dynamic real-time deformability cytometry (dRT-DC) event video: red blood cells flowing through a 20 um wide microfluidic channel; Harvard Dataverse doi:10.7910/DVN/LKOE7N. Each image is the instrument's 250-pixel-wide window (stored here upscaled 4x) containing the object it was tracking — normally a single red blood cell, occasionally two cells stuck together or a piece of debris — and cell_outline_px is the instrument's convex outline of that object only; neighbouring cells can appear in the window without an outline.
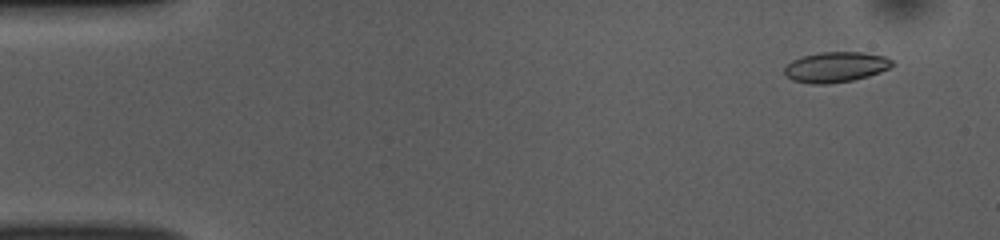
{"species": "common noctule bat (a hibernating species)", "species_latin": "Nyctalus noctula", "temperature_condition": "room temperature", "stored_images_in_passage": 52, "camera_frame_rate_fps": 3000, "um_per_image_px": 0.085, "animal": {"sex": "female", "body_mass_g": 10.0, "forearm_length_mm": 53.1}, "frame": {"image": 1, "passage_image": 4, "time_ms": 1.0, "image_size_px": [1000, 240], "cell_outline_px": [[896, 64], [880, 72], [868, 76], [852, 80], [828, 84], [812, 84], [792, 80], [784, 76], [784, 68], [792, 60], [800, 56], [820, 52], [864, 52], [884, 56], [892, 60]], "centroid_in_image_um": [71.01, 5.69], "position_along_channel_um": 14.0, "area_um2": 19.25}}
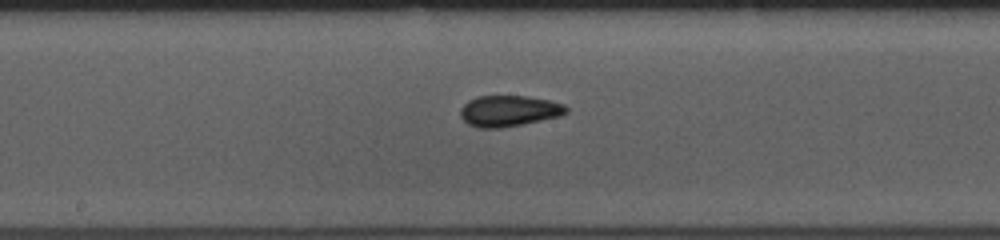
{"frame": {"image": 2, "passage_image": 27, "time_ms": 8.667, "image_size_px": [1000, 240], "cell_outline_px": [[568, 112], [560, 116], [500, 128], [480, 128], [468, 124], [460, 116], [460, 108], [468, 100], [476, 96], [528, 96], [548, 100], [564, 104], [568, 108]], "centroid_in_image_um": [43.24, 9.42], "position_along_channel_um": 205.0, "area_um2": 19.07}}
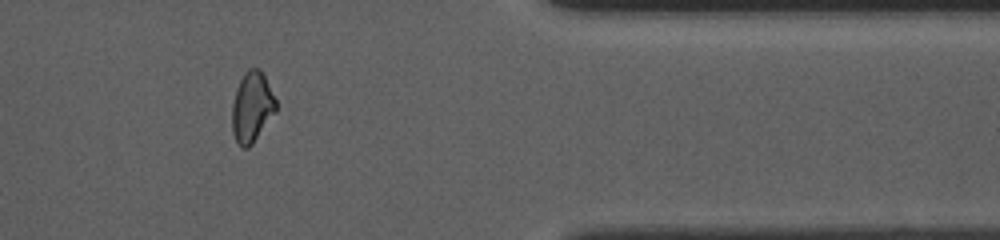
{"frame": {"image": 3, "passage_image": 43, "time_ms": 14.0, "image_size_px": [1000, 240], "cell_outline_px": [[276, 112], [252, 144], [248, 148], [240, 148], [232, 132], [232, 104], [236, 88], [244, 72], [248, 68], [260, 68], [276, 100]], "centroid_in_image_um": [21.4, 9.11], "position_along_channel_um": 390.0, "area_um2": 18.03}, "authors_computed_cell_mechanics": {"area_um2": 18.5538, "velocity_mm_per_s": 3.8705, "shape_relaxation_time_tau1_ms": 6.5001, "shape_relaxation_time_tau2_ms": 1.7159, "deformation_change_tau1": 0.1642, "deformation_change_tau2": 0.0773}}